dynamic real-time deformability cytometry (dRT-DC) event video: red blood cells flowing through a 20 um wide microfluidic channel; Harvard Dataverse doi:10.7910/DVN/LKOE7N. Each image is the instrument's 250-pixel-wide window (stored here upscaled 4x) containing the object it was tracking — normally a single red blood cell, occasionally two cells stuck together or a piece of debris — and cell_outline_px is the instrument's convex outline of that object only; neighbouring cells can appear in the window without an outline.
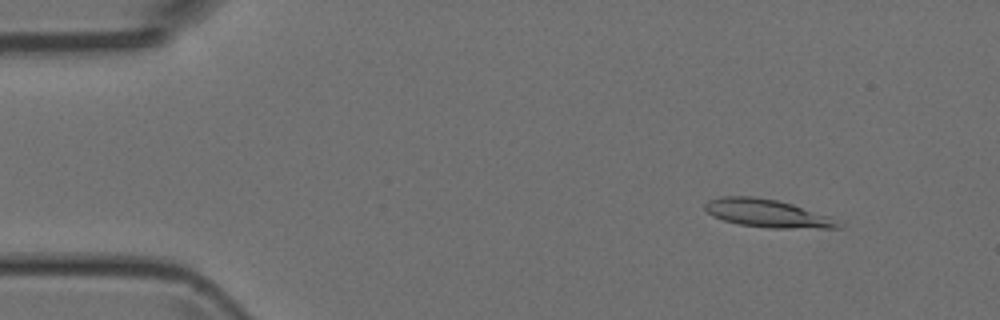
{"species": "Egyptian fruit bat (a non-hibernating species)", "species_latin": "Rousettus aegyptiacus", "temperature_condition": "room temperature", "stored_images_in_passage": 47, "camera_frame_rate_fps": 3000, "um_per_image_px": 0.085, "animal": {"sex": "female"}, "frame": {"image": 1, "passage_image": 5, "time_ms": 1.333, "image_size_px": [1000, 320], "cell_outline_px": [[840, 228], [768, 228], [740, 224], [724, 220], [712, 216], [704, 208], [704, 204], [708, 200], [720, 196], [752, 196], [776, 200], [792, 204], [828, 216]], "centroid_in_image_um": [65.1, 18.12], "position_along_channel_um": 19.9, "area_um2": 21.27}}
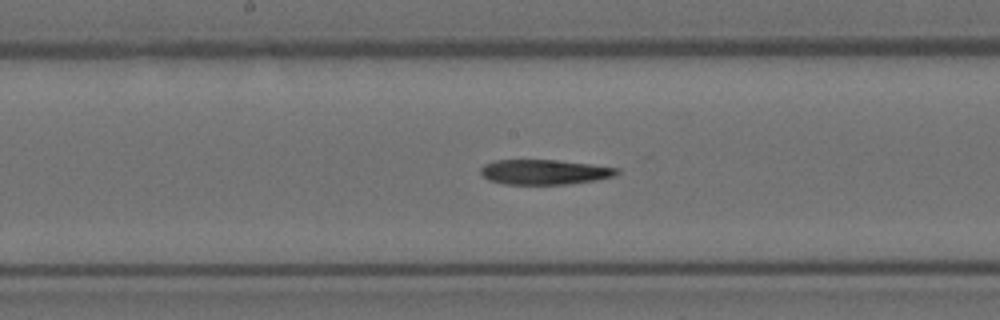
{"frame": {"image": 2, "passage_image": 24, "time_ms": 7.667, "image_size_px": [1000, 320], "cell_outline_px": [[620, 172], [612, 176], [596, 180], [568, 184], [504, 184], [488, 180], [480, 172], [480, 168], [484, 164], [496, 160], [556, 160], [620, 168]], "centroid_in_image_um": [46.26, 14.62], "position_along_channel_um": 201.9, "area_um2": 19.71}}
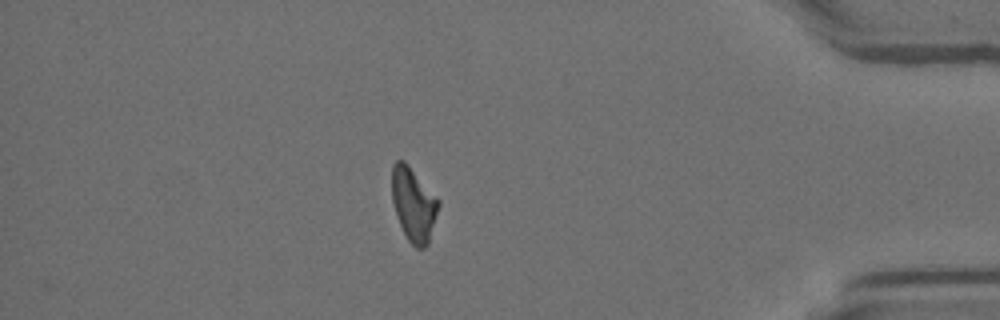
{"frame": {"image": 3, "passage_image": 41, "time_ms": 13.333, "image_size_px": [1000, 320], "cell_outline_px": [[440, 204], [428, 244], [424, 248], [416, 248], [408, 240], [396, 216], [392, 200], [392, 164], [396, 160], [404, 160], [408, 164], [440, 200]], "centroid_in_image_um": [35.15, 17.35], "position_along_channel_um": 400.0, "area_um2": 20.06}}